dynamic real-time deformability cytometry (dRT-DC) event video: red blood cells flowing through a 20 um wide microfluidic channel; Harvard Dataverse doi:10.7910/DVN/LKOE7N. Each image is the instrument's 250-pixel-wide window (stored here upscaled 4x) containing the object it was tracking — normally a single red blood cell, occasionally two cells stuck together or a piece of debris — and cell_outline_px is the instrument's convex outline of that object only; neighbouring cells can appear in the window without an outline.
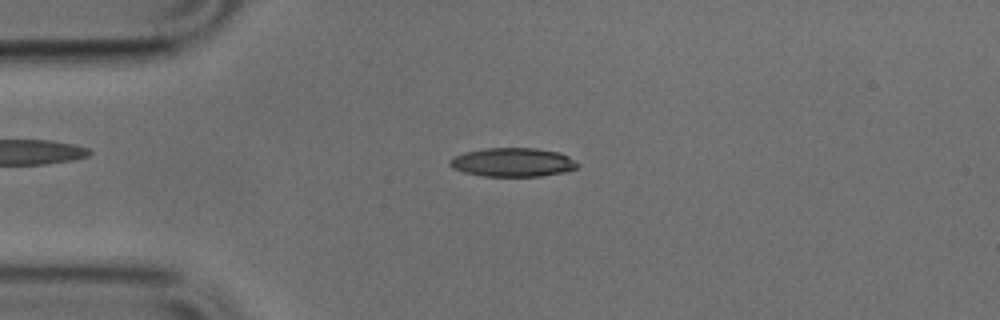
{"species": "common noctule bat (a hibernating species)", "species_latin": "Nyctalus noctula", "temperature_condition": "cold", "stored_images_in_passage": 49, "camera_frame_rate_fps": 3000, "um_per_image_px": 0.085, "animal": {"sex": "male", "body_mass_g": 17.9, "forearm_length_mm": 54.2}, "frame": {"image": 1, "passage_image": 11, "time_ms": 3.333, "image_size_px": [1000, 320], "cell_outline_px": [[580, 164], [576, 168], [564, 172], [540, 176], [484, 176], [464, 172], [452, 168], [448, 164], [448, 160], [464, 152], [488, 148], [536, 148], [560, 152], [568, 156]], "centroid_in_image_um": [43.59, 13.79], "position_along_channel_um": 41.4, "area_um2": 21.44}}
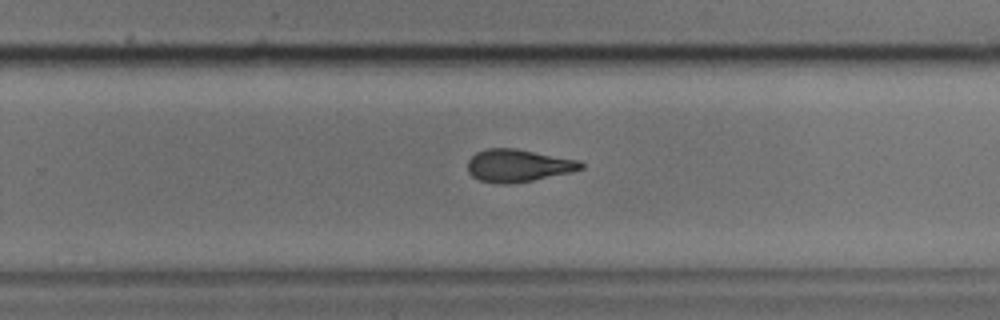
{"frame": {"image": 2, "passage_image": 31, "time_ms": 10.0, "image_size_px": [1000, 320], "cell_outline_px": [[584, 168], [572, 172], [512, 184], [500, 184], [480, 180], [472, 176], [468, 172], [468, 160], [476, 152], [488, 148], [516, 148], [580, 160], [584, 164]], "centroid_in_image_um": [44.06, 14.07], "position_along_channel_um": 285.7, "area_um2": 21.62}}
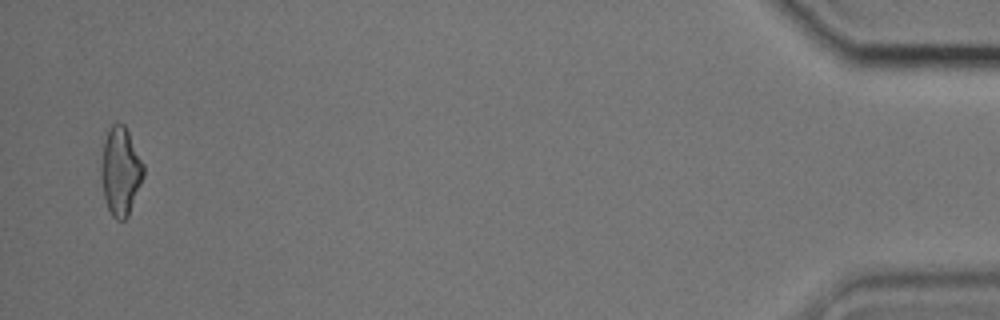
{"frame": {"image": 3, "passage_image": 48, "time_ms": 15.667, "image_size_px": [1000, 320], "cell_outline_px": [[144, 176], [128, 216], [124, 220], [116, 220], [112, 216], [108, 208], [104, 196], [100, 176], [100, 164], [104, 140], [112, 124], [116, 120], [124, 124], [144, 164]], "centroid_in_image_um": [10.23, 14.54], "position_along_channel_um": 425.0, "area_um2": 21.91}}